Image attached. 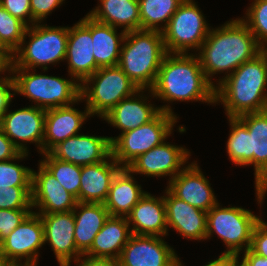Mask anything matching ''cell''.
<instances>
[{
    "mask_svg": "<svg viewBox=\"0 0 267 266\" xmlns=\"http://www.w3.org/2000/svg\"><path fill=\"white\" fill-rule=\"evenodd\" d=\"M44 244L43 223L33 211L0 242V255L17 266H36L38 250Z\"/></svg>",
    "mask_w": 267,
    "mask_h": 266,
    "instance_id": "8fae6325",
    "label": "cell"
},
{
    "mask_svg": "<svg viewBox=\"0 0 267 266\" xmlns=\"http://www.w3.org/2000/svg\"><path fill=\"white\" fill-rule=\"evenodd\" d=\"M64 0H30L32 12V24L40 23L55 8L59 7Z\"/></svg>",
    "mask_w": 267,
    "mask_h": 266,
    "instance_id": "60d3db41",
    "label": "cell"
},
{
    "mask_svg": "<svg viewBox=\"0 0 267 266\" xmlns=\"http://www.w3.org/2000/svg\"><path fill=\"white\" fill-rule=\"evenodd\" d=\"M100 4L88 15L94 20L113 26H122L123 31L141 30L138 0H99Z\"/></svg>",
    "mask_w": 267,
    "mask_h": 266,
    "instance_id": "f1b7e54d",
    "label": "cell"
},
{
    "mask_svg": "<svg viewBox=\"0 0 267 266\" xmlns=\"http://www.w3.org/2000/svg\"><path fill=\"white\" fill-rule=\"evenodd\" d=\"M129 227L127 217L109 216L84 254L119 259L122 249L132 235Z\"/></svg>",
    "mask_w": 267,
    "mask_h": 266,
    "instance_id": "4316f807",
    "label": "cell"
},
{
    "mask_svg": "<svg viewBox=\"0 0 267 266\" xmlns=\"http://www.w3.org/2000/svg\"><path fill=\"white\" fill-rule=\"evenodd\" d=\"M131 224V233L134 235L166 236L167 220L164 196L155 198L146 192L140 201L132 208L127 216Z\"/></svg>",
    "mask_w": 267,
    "mask_h": 266,
    "instance_id": "d4e9b609",
    "label": "cell"
},
{
    "mask_svg": "<svg viewBox=\"0 0 267 266\" xmlns=\"http://www.w3.org/2000/svg\"><path fill=\"white\" fill-rule=\"evenodd\" d=\"M138 90V86L118 65L101 67L81 83L80 98H85L91 116L96 114L103 118L122 99Z\"/></svg>",
    "mask_w": 267,
    "mask_h": 266,
    "instance_id": "52a82bcc",
    "label": "cell"
},
{
    "mask_svg": "<svg viewBox=\"0 0 267 266\" xmlns=\"http://www.w3.org/2000/svg\"><path fill=\"white\" fill-rule=\"evenodd\" d=\"M143 90L145 89H139L134 95L122 99L103 117V119L110 123V125L115 126V128H119L122 133H124L147 124L161 111L175 115L172 112L171 106L164 105L162 107H154L153 104L146 103L147 97L140 94Z\"/></svg>",
    "mask_w": 267,
    "mask_h": 266,
    "instance_id": "44dd1931",
    "label": "cell"
},
{
    "mask_svg": "<svg viewBox=\"0 0 267 266\" xmlns=\"http://www.w3.org/2000/svg\"><path fill=\"white\" fill-rule=\"evenodd\" d=\"M167 189L178 199L206 212L218 203L209 181L195 162L169 180Z\"/></svg>",
    "mask_w": 267,
    "mask_h": 266,
    "instance_id": "ac0fdd59",
    "label": "cell"
},
{
    "mask_svg": "<svg viewBox=\"0 0 267 266\" xmlns=\"http://www.w3.org/2000/svg\"><path fill=\"white\" fill-rule=\"evenodd\" d=\"M231 132L227 141V153L236 165H251L250 132L237 118L229 117Z\"/></svg>",
    "mask_w": 267,
    "mask_h": 266,
    "instance_id": "1f68e13d",
    "label": "cell"
},
{
    "mask_svg": "<svg viewBox=\"0 0 267 266\" xmlns=\"http://www.w3.org/2000/svg\"><path fill=\"white\" fill-rule=\"evenodd\" d=\"M27 28L0 5V43L12 54L21 46Z\"/></svg>",
    "mask_w": 267,
    "mask_h": 266,
    "instance_id": "836d02e7",
    "label": "cell"
},
{
    "mask_svg": "<svg viewBox=\"0 0 267 266\" xmlns=\"http://www.w3.org/2000/svg\"><path fill=\"white\" fill-rule=\"evenodd\" d=\"M43 155L45 159L40 163L79 202L81 166L57 159L50 152Z\"/></svg>",
    "mask_w": 267,
    "mask_h": 266,
    "instance_id": "d6a6232c",
    "label": "cell"
},
{
    "mask_svg": "<svg viewBox=\"0 0 267 266\" xmlns=\"http://www.w3.org/2000/svg\"><path fill=\"white\" fill-rule=\"evenodd\" d=\"M44 228V242H49L60 266H70L83 254L74 240L73 211L39 214Z\"/></svg>",
    "mask_w": 267,
    "mask_h": 266,
    "instance_id": "9a60e30c",
    "label": "cell"
},
{
    "mask_svg": "<svg viewBox=\"0 0 267 266\" xmlns=\"http://www.w3.org/2000/svg\"><path fill=\"white\" fill-rule=\"evenodd\" d=\"M233 266H243L241 263L239 264V262L237 261Z\"/></svg>",
    "mask_w": 267,
    "mask_h": 266,
    "instance_id": "f907efd6",
    "label": "cell"
},
{
    "mask_svg": "<svg viewBox=\"0 0 267 266\" xmlns=\"http://www.w3.org/2000/svg\"><path fill=\"white\" fill-rule=\"evenodd\" d=\"M190 152L183 147L163 142L139 155L127 168L132 173L151 177L170 176L173 179L189 159ZM181 168V169H180Z\"/></svg>",
    "mask_w": 267,
    "mask_h": 266,
    "instance_id": "2e32d148",
    "label": "cell"
},
{
    "mask_svg": "<svg viewBox=\"0 0 267 266\" xmlns=\"http://www.w3.org/2000/svg\"><path fill=\"white\" fill-rule=\"evenodd\" d=\"M73 214L75 245L84 254L91 247L95 236L102 229L110 214L102 203L82 202H77Z\"/></svg>",
    "mask_w": 267,
    "mask_h": 266,
    "instance_id": "83f0119b",
    "label": "cell"
},
{
    "mask_svg": "<svg viewBox=\"0 0 267 266\" xmlns=\"http://www.w3.org/2000/svg\"><path fill=\"white\" fill-rule=\"evenodd\" d=\"M142 30L162 32L184 0H138ZM165 25L159 27L161 23ZM159 23V24H158Z\"/></svg>",
    "mask_w": 267,
    "mask_h": 266,
    "instance_id": "4dcf8cb0",
    "label": "cell"
},
{
    "mask_svg": "<svg viewBox=\"0 0 267 266\" xmlns=\"http://www.w3.org/2000/svg\"><path fill=\"white\" fill-rule=\"evenodd\" d=\"M132 174L127 167H122L114 176L104 203L110 216L127 217L145 195Z\"/></svg>",
    "mask_w": 267,
    "mask_h": 266,
    "instance_id": "484cf974",
    "label": "cell"
},
{
    "mask_svg": "<svg viewBox=\"0 0 267 266\" xmlns=\"http://www.w3.org/2000/svg\"><path fill=\"white\" fill-rule=\"evenodd\" d=\"M12 67H13V54L6 49L5 47H0V73H4L6 70L9 71V73H12ZM10 77H2L0 78V82H3L5 80H9Z\"/></svg>",
    "mask_w": 267,
    "mask_h": 266,
    "instance_id": "f6af8a7d",
    "label": "cell"
},
{
    "mask_svg": "<svg viewBox=\"0 0 267 266\" xmlns=\"http://www.w3.org/2000/svg\"><path fill=\"white\" fill-rule=\"evenodd\" d=\"M177 118L161 111L147 124L121 133L118 137H109L113 159L121 167H127L139 155L161 145L172 133Z\"/></svg>",
    "mask_w": 267,
    "mask_h": 266,
    "instance_id": "ba28073f",
    "label": "cell"
},
{
    "mask_svg": "<svg viewBox=\"0 0 267 266\" xmlns=\"http://www.w3.org/2000/svg\"><path fill=\"white\" fill-rule=\"evenodd\" d=\"M121 168L112 154L99 163L81 166L79 202L104 204L111 182Z\"/></svg>",
    "mask_w": 267,
    "mask_h": 266,
    "instance_id": "cb8c5ba5",
    "label": "cell"
},
{
    "mask_svg": "<svg viewBox=\"0 0 267 266\" xmlns=\"http://www.w3.org/2000/svg\"><path fill=\"white\" fill-rule=\"evenodd\" d=\"M13 91H15V85L12 77L9 80L0 82V118L10 106L13 99L12 96L15 95V93H11Z\"/></svg>",
    "mask_w": 267,
    "mask_h": 266,
    "instance_id": "b9f144b4",
    "label": "cell"
},
{
    "mask_svg": "<svg viewBox=\"0 0 267 266\" xmlns=\"http://www.w3.org/2000/svg\"><path fill=\"white\" fill-rule=\"evenodd\" d=\"M31 212V209H0V242Z\"/></svg>",
    "mask_w": 267,
    "mask_h": 266,
    "instance_id": "74e56055",
    "label": "cell"
},
{
    "mask_svg": "<svg viewBox=\"0 0 267 266\" xmlns=\"http://www.w3.org/2000/svg\"><path fill=\"white\" fill-rule=\"evenodd\" d=\"M188 54L167 53L149 93L166 102L215 103V87L205 77L197 54Z\"/></svg>",
    "mask_w": 267,
    "mask_h": 266,
    "instance_id": "7a4b0ae2",
    "label": "cell"
},
{
    "mask_svg": "<svg viewBox=\"0 0 267 266\" xmlns=\"http://www.w3.org/2000/svg\"><path fill=\"white\" fill-rule=\"evenodd\" d=\"M92 17L88 14L73 27H68L66 60L71 79L83 82L100 67L93 55Z\"/></svg>",
    "mask_w": 267,
    "mask_h": 266,
    "instance_id": "5bb4252c",
    "label": "cell"
},
{
    "mask_svg": "<svg viewBox=\"0 0 267 266\" xmlns=\"http://www.w3.org/2000/svg\"><path fill=\"white\" fill-rule=\"evenodd\" d=\"M253 253L267 258V223L260 219L252 232L249 248Z\"/></svg>",
    "mask_w": 267,
    "mask_h": 266,
    "instance_id": "ab89813d",
    "label": "cell"
},
{
    "mask_svg": "<svg viewBox=\"0 0 267 266\" xmlns=\"http://www.w3.org/2000/svg\"><path fill=\"white\" fill-rule=\"evenodd\" d=\"M246 19H240L251 31L258 44H267V0H254L245 13ZM265 42V43H264Z\"/></svg>",
    "mask_w": 267,
    "mask_h": 266,
    "instance_id": "d590c367",
    "label": "cell"
},
{
    "mask_svg": "<svg viewBox=\"0 0 267 266\" xmlns=\"http://www.w3.org/2000/svg\"><path fill=\"white\" fill-rule=\"evenodd\" d=\"M88 109L81 112L71 105L47 109L43 138V154L49 153L60 142L78 135L82 124L90 117Z\"/></svg>",
    "mask_w": 267,
    "mask_h": 266,
    "instance_id": "603a6c76",
    "label": "cell"
},
{
    "mask_svg": "<svg viewBox=\"0 0 267 266\" xmlns=\"http://www.w3.org/2000/svg\"><path fill=\"white\" fill-rule=\"evenodd\" d=\"M29 71L30 69L12 68L14 93L32 99L37 103L34 106L47 110L68 106L81 100V83H76L75 78L71 81Z\"/></svg>",
    "mask_w": 267,
    "mask_h": 266,
    "instance_id": "8992f818",
    "label": "cell"
},
{
    "mask_svg": "<svg viewBox=\"0 0 267 266\" xmlns=\"http://www.w3.org/2000/svg\"><path fill=\"white\" fill-rule=\"evenodd\" d=\"M217 84L215 103L224 105L228 118L267 110V60L262 53Z\"/></svg>",
    "mask_w": 267,
    "mask_h": 266,
    "instance_id": "3957f363",
    "label": "cell"
},
{
    "mask_svg": "<svg viewBox=\"0 0 267 266\" xmlns=\"http://www.w3.org/2000/svg\"><path fill=\"white\" fill-rule=\"evenodd\" d=\"M250 132L251 164L255 171V189L258 203L267 192V110L245 113L237 117Z\"/></svg>",
    "mask_w": 267,
    "mask_h": 266,
    "instance_id": "ffe728a7",
    "label": "cell"
},
{
    "mask_svg": "<svg viewBox=\"0 0 267 266\" xmlns=\"http://www.w3.org/2000/svg\"><path fill=\"white\" fill-rule=\"evenodd\" d=\"M0 266H17V265L0 255Z\"/></svg>",
    "mask_w": 267,
    "mask_h": 266,
    "instance_id": "c3c4849f",
    "label": "cell"
},
{
    "mask_svg": "<svg viewBox=\"0 0 267 266\" xmlns=\"http://www.w3.org/2000/svg\"><path fill=\"white\" fill-rule=\"evenodd\" d=\"M0 5L13 17L24 22L28 27L32 23L30 0H0Z\"/></svg>",
    "mask_w": 267,
    "mask_h": 266,
    "instance_id": "f35d334b",
    "label": "cell"
},
{
    "mask_svg": "<svg viewBox=\"0 0 267 266\" xmlns=\"http://www.w3.org/2000/svg\"><path fill=\"white\" fill-rule=\"evenodd\" d=\"M166 54L162 32L128 31L122 42L118 66L139 89L150 90Z\"/></svg>",
    "mask_w": 267,
    "mask_h": 266,
    "instance_id": "277c9868",
    "label": "cell"
},
{
    "mask_svg": "<svg viewBox=\"0 0 267 266\" xmlns=\"http://www.w3.org/2000/svg\"><path fill=\"white\" fill-rule=\"evenodd\" d=\"M238 258L236 255L222 253L218 259L208 262L205 266H233L239 260Z\"/></svg>",
    "mask_w": 267,
    "mask_h": 266,
    "instance_id": "7dc6e473",
    "label": "cell"
},
{
    "mask_svg": "<svg viewBox=\"0 0 267 266\" xmlns=\"http://www.w3.org/2000/svg\"><path fill=\"white\" fill-rule=\"evenodd\" d=\"M26 36H29L30 40L26 47H23ZM67 43L68 27H50L39 23L30 25L21 46L13 53L12 68L33 70L41 66L45 72L47 65L65 60Z\"/></svg>",
    "mask_w": 267,
    "mask_h": 266,
    "instance_id": "5b68a950",
    "label": "cell"
},
{
    "mask_svg": "<svg viewBox=\"0 0 267 266\" xmlns=\"http://www.w3.org/2000/svg\"><path fill=\"white\" fill-rule=\"evenodd\" d=\"M7 109L0 118V128L9 137L14 146L22 153H28L24 142H32L37 145V148L43 154V138L45 127L46 110L29 106L9 111ZM22 141L18 142L17 140Z\"/></svg>",
    "mask_w": 267,
    "mask_h": 266,
    "instance_id": "7c38bea8",
    "label": "cell"
},
{
    "mask_svg": "<svg viewBox=\"0 0 267 266\" xmlns=\"http://www.w3.org/2000/svg\"><path fill=\"white\" fill-rule=\"evenodd\" d=\"M32 208V186L0 188V209Z\"/></svg>",
    "mask_w": 267,
    "mask_h": 266,
    "instance_id": "8d00e7d4",
    "label": "cell"
},
{
    "mask_svg": "<svg viewBox=\"0 0 267 266\" xmlns=\"http://www.w3.org/2000/svg\"><path fill=\"white\" fill-rule=\"evenodd\" d=\"M39 170H32V207L36 214L73 211L77 199L41 164Z\"/></svg>",
    "mask_w": 267,
    "mask_h": 266,
    "instance_id": "e0dca14e",
    "label": "cell"
},
{
    "mask_svg": "<svg viewBox=\"0 0 267 266\" xmlns=\"http://www.w3.org/2000/svg\"><path fill=\"white\" fill-rule=\"evenodd\" d=\"M179 259L162 237L132 234L118 260L120 266H183Z\"/></svg>",
    "mask_w": 267,
    "mask_h": 266,
    "instance_id": "4fadbf2b",
    "label": "cell"
},
{
    "mask_svg": "<svg viewBox=\"0 0 267 266\" xmlns=\"http://www.w3.org/2000/svg\"><path fill=\"white\" fill-rule=\"evenodd\" d=\"M165 191L167 227L190 240L206 239L207 212L178 199L168 189Z\"/></svg>",
    "mask_w": 267,
    "mask_h": 266,
    "instance_id": "7402d4cb",
    "label": "cell"
},
{
    "mask_svg": "<svg viewBox=\"0 0 267 266\" xmlns=\"http://www.w3.org/2000/svg\"><path fill=\"white\" fill-rule=\"evenodd\" d=\"M267 45H264L261 47V53L265 56L266 60H267V47H265Z\"/></svg>",
    "mask_w": 267,
    "mask_h": 266,
    "instance_id": "681fc988",
    "label": "cell"
},
{
    "mask_svg": "<svg viewBox=\"0 0 267 266\" xmlns=\"http://www.w3.org/2000/svg\"><path fill=\"white\" fill-rule=\"evenodd\" d=\"M125 34L126 32L123 30L117 34V28L92 18L93 55L100 68L118 65L121 42H123Z\"/></svg>",
    "mask_w": 267,
    "mask_h": 266,
    "instance_id": "f546056e",
    "label": "cell"
},
{
    "mask_svg": "<svg viewBox=\"0 0 267 266\" xmlns=\"http://www.w3.org/2000/svg\"><path fill=\"white\" fill-rule=\"evenodd\" d=\"M81 257H85V258L82 260ZM75 262H77V264L80 263L78 266H120L118 259L104 258V257H91L85 254L80 256Z\"/></svg>",
    "mask_w": 267,
    "mask_h": 266,
    "instance_id": "ee69618b",
    "label": "cell"
},
{
    "mask_svg": "<svg viewBox=\"0 0 267 266\" xmlns=\"http://www.w3.org/2000/svg\"><path fill=\"white\" fill-rule=\"evenodd\" d=\"M243 266H267V258L253 253L250 249L244 251L242 262Z\"/></svg>",
    "mask_w": 267,
    "mask_h": 266,
    "instance_id": "bcb514c9",
    "label": "cell"
},
{
    "mask_svg": "<svg viewBox=\"0 0 267 266\" xmlns=\"http://www.w3.org/2000/svg\"><path fill=\"white\" fill-rule=\"evenodd\" d=\"M260 219L242 207L222 208L217 203L207 212L206 239L215 232L227 247L224 254L239 257L242 248H250L253 229Z\"/></svg>",
    "mask_w": 267,
    "mask_h": 266,
    "instance_id": "9c48e42d",
    "label": "cell"
},
{
    "mask_svg": "<svg viewBox=\"0 0 267 266\" xmlns=\"http://www.w3.org/2000/svg\"><path fill=\"white\" fill-rule=\"evenodd\" d=\"M20 151L0 128V162L14 159Z\"/></svg>",
    "mask_w": 267,
    "mask_h": 266,
    "instance_id": "7bdbcfd3",
    "label": "cell"
},
{
    "mask_svg": "<svg viewBox=\"0 0 267 266\" xmlns=\"http://www.w3.org/2000/svg\"><path fill=\"white\" fill-rule=\"evenodd\" d=\"M193 0H184L162 31L167 53H188L199 50L210 28Z\"/></svg>",
    "mask_w": 267,
    "mask_h": 266,
    "instance_id": "30bf717a",
    "label": "cell"
},
{
    "mask_svg": "<svg viewBox=\"0 0 267 266\" xmlns=\"http://www.w3.org/2000/svg\"><path fill=\"white\" fill-rule=\"evenodd\" d=\"M199 51L198 58L204 75L215 87L211 76L226 71L224 78L228 77L244 62L260 54L261 46L249 28L238 18L216 29H210Z\"/></svg>",
    "mask_w": 267,
    "mask_h": 266,
    "instance_id": "6da1fadb",
    "label": "cell"
},
{
    "mask_svg": "<svg viewBox=\"0 0 267 266\" xmlns=\"http://www.w3.org/2000/svg\"><path fill=\"white\" fill-rule=\"evenodd\" d=\"M28 156L20 152L14 159L0 162V188L13 186H32V169L13 163Z\"/></svg>",
    "mask_w": 267,
    "mask_h": 266,
    "instance_id": "e575fe53",
    "label": "cell"
},
{
    "mask_svg": "<svg viewBox=\"0 0 267 266\" xmlns=\"http://www.w3.org/2000/svg\"><path fill=\"white\" fill-rule=\"evenodd\" d=\"M50 153L57 159L84 166L106 160L112 147L109 137L78 134L60 142Z\"/></svg>",
    "mask_w": 267,
    "mask_h": 266,
    "instance_id": "d6986e66",
    "label": "cell"
}]
</instances>
